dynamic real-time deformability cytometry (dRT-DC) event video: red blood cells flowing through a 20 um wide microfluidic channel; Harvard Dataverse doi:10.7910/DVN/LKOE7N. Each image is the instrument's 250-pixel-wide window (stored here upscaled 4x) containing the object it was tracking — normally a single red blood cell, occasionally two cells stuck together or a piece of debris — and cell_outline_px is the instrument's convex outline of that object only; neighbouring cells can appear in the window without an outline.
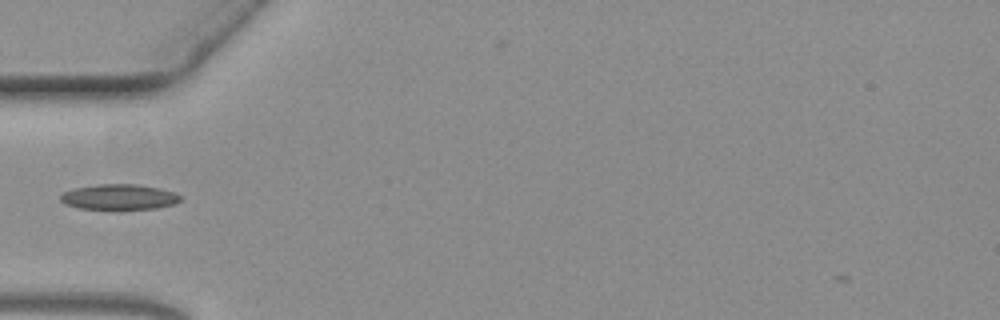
{"species": "common noctule bat (a hibernating species)", "species_latin": "Nyctalus noctula", "temperature_condition": "warm", "stored_images_in_passage": 34, "camera_frame_rate_fps": 3000, "um_per_image_px": 0.085, "animal": {"sex": "female", "body_mass_g": 19.3, "forearm_length_mm": 54.1}, "frame": {"image": 1, "passage_image": 1, "time_ms": 0.0, "image_size_px": [1000, 320], "cell_outline_px": [[180, 200], [176, 204], [156, 208], [116, 212], [80, 208], [64, 204], [60, 200], [60, 196], [64, 192], [72, 188], [96, 184], [136, 184], [156, 188], [172, 192], [180, 196]], "centroid_in_image_um": [10.07, 16.79], "position_along_channel_um": 74.9, "area_um2": 18.5}}
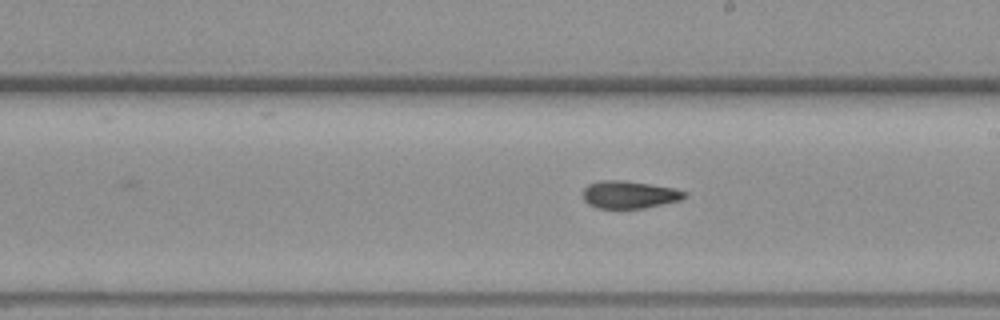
{"frame": {"image": 2, "passage_image": 15, "time_ms": 4.667, "image_size_px": [1000, 320], "cell_outline_px": [[688, 196], [680, 200], [644, 208], [596, 208], [588, 204], [584, 200], [584, 188], [588, 184], [600, 180], [624, 180], [676, 188], [688, 192]], "centroid_in_image_um": [53.52, 16.53], "position_along_channel_um": 235.5, "area_um2": 16.42}}
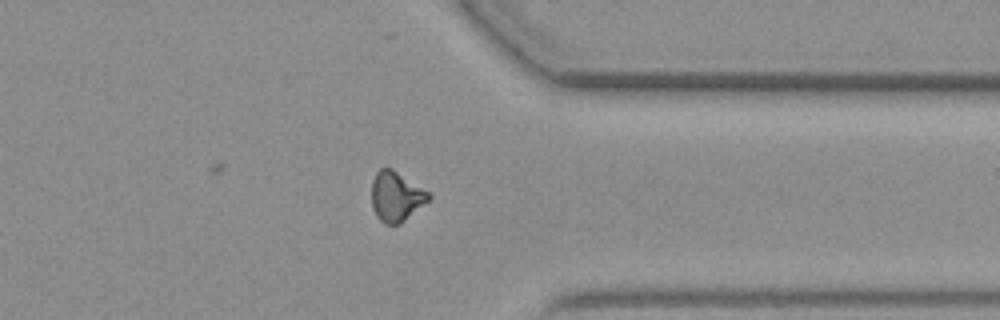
{"frame": {"image": 3, "passage_image": 28, "time_ms": 9.0, "image_size_px": [1000, 320], "cell_outline_px": [[432, 196], [428, 200], [400, 224], [384, 224], [376, 216], [372, 208], [372, 180], [376, 172], [380, 168], [392, 168], [432, 192]], "centroid_in_image_um": [33.68, 16.68], "position_along_channel_um": 377.7, "area_um2": 16.76}}